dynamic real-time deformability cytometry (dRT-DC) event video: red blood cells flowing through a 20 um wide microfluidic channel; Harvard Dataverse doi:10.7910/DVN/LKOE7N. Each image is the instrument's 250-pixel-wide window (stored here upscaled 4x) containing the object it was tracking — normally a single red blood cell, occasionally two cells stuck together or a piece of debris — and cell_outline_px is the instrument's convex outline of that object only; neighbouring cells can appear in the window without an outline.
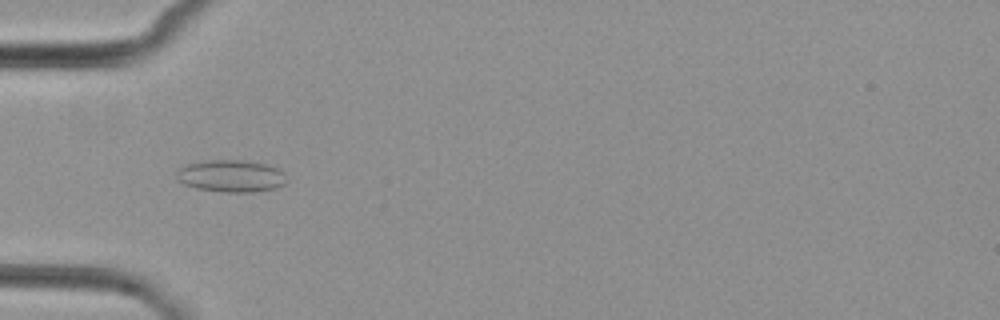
{"species": "common noctule bat (a hibernating species)", "species_latin": "Nyctalus noctula", "temperature_condition": "cold", "stored_images_in_passage": 6, "camera_frame_rate_fps": 3000, "um_per_image_px": 0.085, "animal": {"sex": "female", "body_mass_g": 29.2, "forearm_length_mm": 56.3}, "frame": {"image": 1, "passage_image": 5, "time_ms": 5.0, "image_size_px": [1000, 320], "cell_outline_px": [[288, 180], [284, 184], [276, 188], [252, 192], [224, 192], [196, 188], [184, 184], [176, 180], [176, 172], [184, 164], [208, 160], [244, 160], [264, 164], [276, 168], [284, 172]], "centroid_in_image_um": [19.62, 14.96], "position_along_channel_um": 65.4, "area_um2": 20.75}}